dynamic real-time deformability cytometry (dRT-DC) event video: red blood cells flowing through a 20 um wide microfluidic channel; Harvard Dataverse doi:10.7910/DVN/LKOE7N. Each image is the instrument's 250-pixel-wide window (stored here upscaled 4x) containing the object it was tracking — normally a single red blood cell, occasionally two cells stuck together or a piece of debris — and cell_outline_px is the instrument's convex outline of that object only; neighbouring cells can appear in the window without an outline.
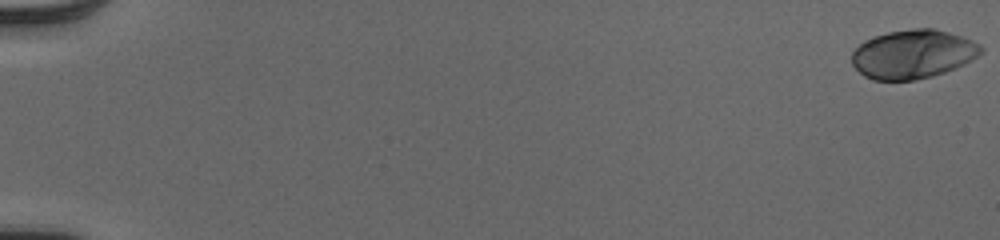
{"species": "human", "species_latin": "Homo sapiens", "temperature_condition": "cold", "stored_images_in_passage": 53, "camera_frame_rate_fps": 3000, "um_per_image_px": 0.085, "donor": {"sex": "male"}, "frame": {"image": 1, "passage_image": 1, "time_ms": 0.0, "image_size_px": [1000, 240], "cell_outline_px": [[984, 52], [964, 64], [956, 68], [932, 76], [916, 80], [872, 80], [864, 76], [852, 64], [852, 52], [864, 40], [888, 32], [912, 28], [936, 28], [972, 40], [980, 44], [984, 48]], "centroid_in_image_um": [77.62, 4.6], "position_along_channel_um": 7.4, "area_um2": 36.82}}
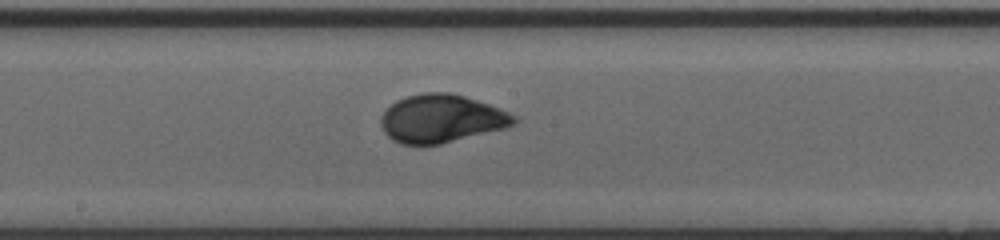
{"frame": {"image": 2, "passage_image": 31, "time_ms": 10.0, "image_size_px": [1000, 240], "cell_outline_px": [[520, 120], [516, 124], [508, 128], [440, 144], [400, 144], [392, 140], [384, 132], [380, 124], [380, 120], [384, 112], [396, 100], [408, 96], [424, 92], [448, 92], [464, 96], [500, 108], [516, 116]], "centroid_in_image_um": [37.55, 10.09], "position_along_channel_um": 210.6, "area_um2": 37.4}}
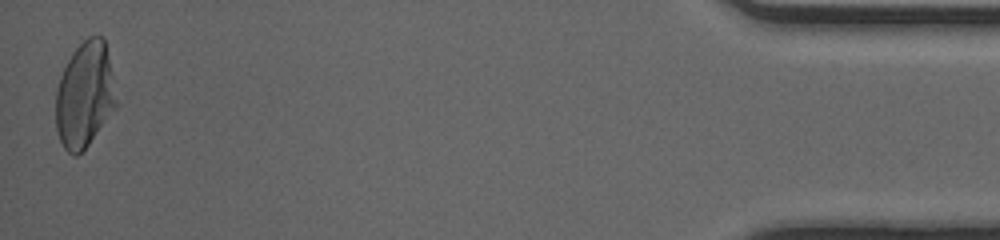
{"frame": {"image": 3, "passage_image": 53, "time_ms": 17.333, "image_size_px": [1000, 240], "cell_outline_px": [[116, 108], [88, 144], [76, 156], [72, 156], [64, 148], [60, 140], [56, 128], [56, 92], [60, 76], [72, 52], [88, 36], [104, 36], [112, 76], [116, 100]], "centroid_in_image_um": [7.19, 8.07], "position_along_channel_um": 428.0, "area_um2": 36.82}, "authors_computed_cell_mechanics": {"area_um2": 36.125, "velocity_mm_per_s": 4.0456, "shape_relaxation_time_tau1_ms": 3.204, "shape_relaxation_time_tau2_ms": null, "deformation_change_tau1": 0.1619, "deformation_change_tau2": null}}